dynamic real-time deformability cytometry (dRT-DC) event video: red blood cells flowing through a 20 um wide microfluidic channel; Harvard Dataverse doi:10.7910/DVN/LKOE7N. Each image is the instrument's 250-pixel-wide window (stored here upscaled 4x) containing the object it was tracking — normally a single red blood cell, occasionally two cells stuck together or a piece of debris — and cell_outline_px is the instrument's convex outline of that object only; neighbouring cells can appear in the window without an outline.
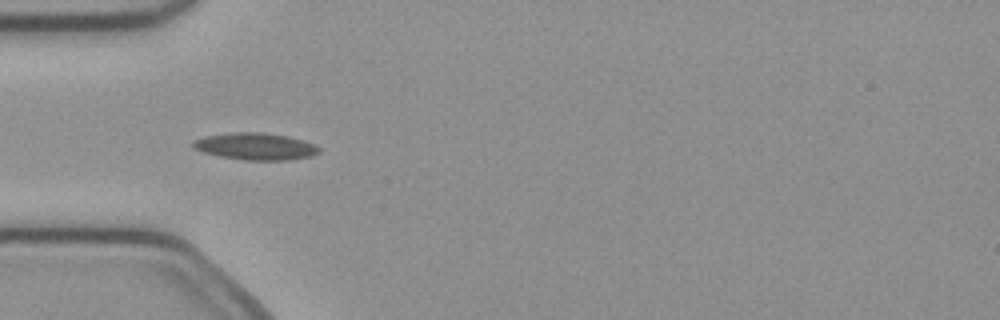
{"species": "common noctule bat (a hibernating species)", "species_latin": "Nyctalus noctula", "temperature_condition": "cold", "stored_images_in_passage": 5, "camera_frame_rate_fps": 3000, "um_per_image_px": 0.085, "animal": {"sex": "female", "body_mass_g": 21.9}, "frame": {"image": 1, "passage_image": 4, "time_ms": 1.0, "image_size_px": [1000, 320], "cell_outline_px": [[320, 152], [312, 156], [288, 160], [244, 160], [220, 156], [204, 152], [192, 148], [192, 144], [196, 140], [204, 136], [232, 132], [264, 132], [288, 136], [304, 140], [320, 148]], "centroid_in_image_um": [21.73, 12.44], "position_along_channel_um": 63.3, "area_um2": 19.83}}